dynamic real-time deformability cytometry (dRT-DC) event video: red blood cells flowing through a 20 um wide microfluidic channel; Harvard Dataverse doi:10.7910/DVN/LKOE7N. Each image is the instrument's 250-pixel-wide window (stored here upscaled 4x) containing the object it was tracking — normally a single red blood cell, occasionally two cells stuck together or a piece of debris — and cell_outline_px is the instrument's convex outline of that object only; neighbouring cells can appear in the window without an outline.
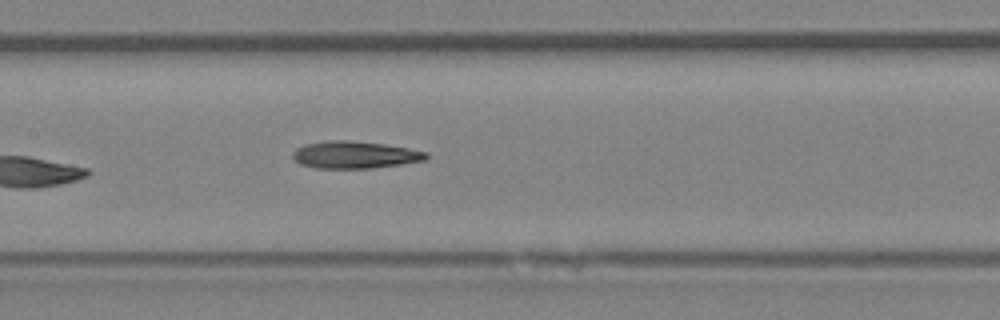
{"species": "Egyptian fruit bat (a non-hibernating species)", "species_latin": "Rousettus aegyptiacus", "temperature_condition": "room temperature", "stored_images_in_passage": 6, "camera_frame_rate_fps": 3000, "um_per_image_px": 0.085, "animal": {"sex": "female"}, "frame": {"image": 1, "passage_image": 6, "time_ms": 1.667, "image_size_px": [1000, 320], "cell_outline_px": [[428, 160], [372, 168], [316, 168], [300, 164], [292, 156], [292, 152], [296, 148], [304, 144], [324, 140], [348, 140], [384, 144], [408, 148], [428, 152]], "centroid_in_image_um": [30.15, 13.15], "position_along_channel_um": 177.3, "area_um2": 21.27}}